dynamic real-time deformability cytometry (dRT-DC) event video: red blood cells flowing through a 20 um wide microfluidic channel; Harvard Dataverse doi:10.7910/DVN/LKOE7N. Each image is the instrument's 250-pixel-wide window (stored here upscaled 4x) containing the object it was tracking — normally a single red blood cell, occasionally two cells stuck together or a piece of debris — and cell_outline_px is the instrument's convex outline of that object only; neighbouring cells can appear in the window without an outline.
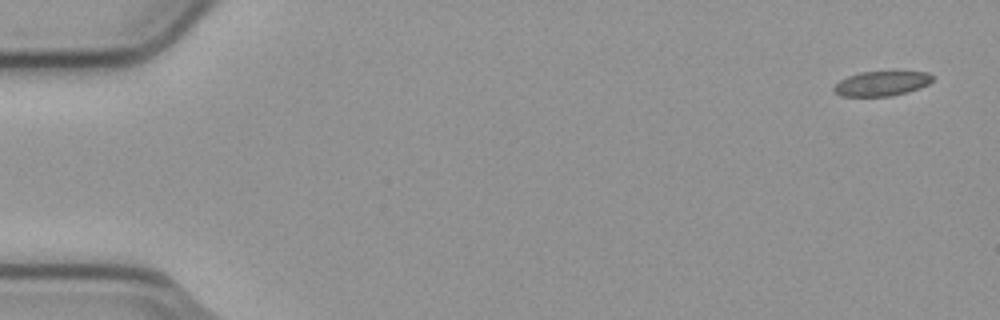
{"species": "common noctule bat (a hibernating species)", "species_latin": "Nyctalus noctula", "temperature_condition": "cold", "stored_images_in_passage": 5, "camera_frame_rate_fps": 3000, "um_per_image_px": 0.085, "animal": {"sex": "male", "body_mass_g": 23.1, "forearm_length_mm": 52.7}, "frame": {"image": 1, "passage_image": 1, "time_ms": 0.0, "image_size_px": [1000, 320], "cell_outline_px": [[932, 80], [928, 84], [920, 88], [892, 96], [840, 96], [832, 92], [832, 88], [840, 80], [848, 76], [860, 72], [928, 72], [932, 76]], "centroid_in_image_um": [74.89, 7.11], "position_along_channel_um": 10.1, "area_um2": 14.16}}